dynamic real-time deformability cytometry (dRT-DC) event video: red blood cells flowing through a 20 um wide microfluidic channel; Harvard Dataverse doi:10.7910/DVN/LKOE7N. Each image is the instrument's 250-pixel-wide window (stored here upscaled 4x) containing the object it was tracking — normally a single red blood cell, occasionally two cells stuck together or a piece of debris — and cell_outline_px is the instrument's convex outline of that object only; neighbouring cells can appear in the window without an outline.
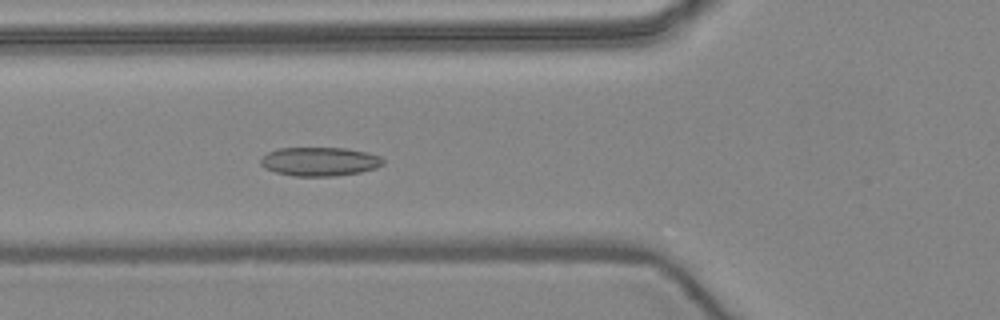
{"species": "common noctule bat (a hibernating species)", "species_latin": "Nyctalus noctula", "temperature_condition": "warm", "stored_images_in_passage": 39, "camera_frame_rate_fps": 3000, "um_per_image_px": 0.085, "animal": {"sex": "female", "body_mass_g": 24.6, "forearm_length_mm": 56.2}, "frame": {"image": 1, "passage_image": 6, "time_ms": 1.667, "image_size_px": [1000, 320], "cell_outline_px": [[384, 164], [376, 168], [360, 172], [336, 176], [292, 176], [276, 172], [264, 168], [260, 164], [260, 160], [268, 152], [280, 148], [348, 148], [368, 152], [380, 156], [384, 160]], "centroid_in_image_um": [27.19, 13.73], "position_along_channel_um": 98.6, "area_um2": 20.69}}
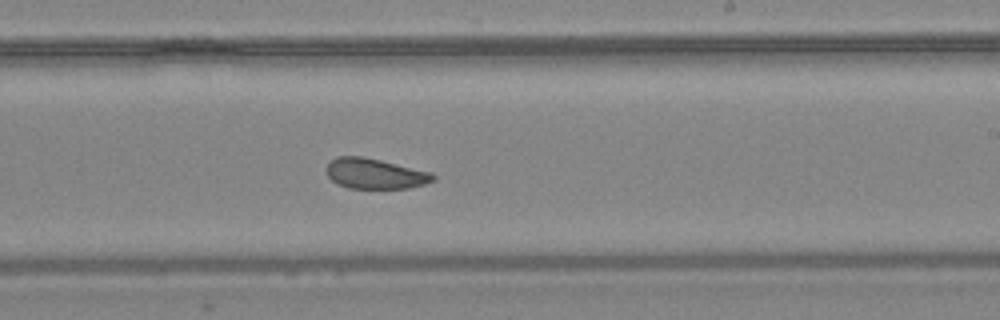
{"frame": {"image": 2, "passage_image": 18, "time_ms": 5.667, "image_size_px": [1000, 320], "cell_outline_px": [[436, 180], [424, 184], [408, 188], [348, 188], [336, 184], [328, 176], [324, 168], [328, 160], [336, 156], [364, 156], [432, 172], [436, 176]], "centroid_in_image_um": [31.83, 14.74], "position_along_channel_um": 257.2, "area_um2": 19.25}}
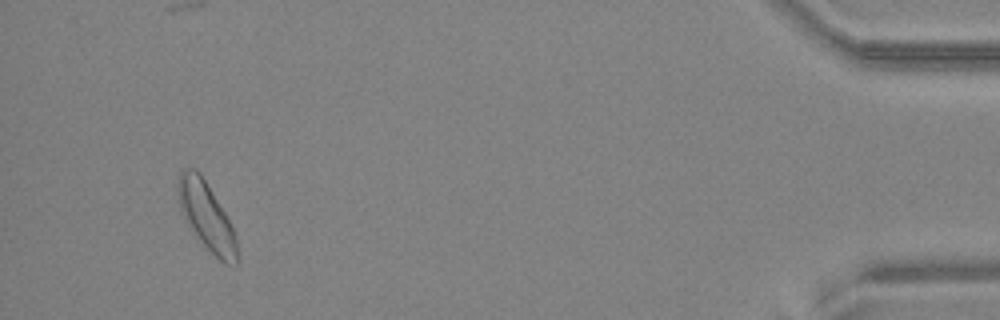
{"frame": {"image": 3, "passage_image": 36, "time_ms": 11.667, "image_size_px": [1000, 320], "cell_outline_px": [[240, 260], [236, 264], [224, 264], [196, 236], [180, 212], [176, 192], [176, 180], [180, 172], [184, 168], [196, 168], [200, 172], [224, 212], [236, 236]], "centroid_in_image_um": [17.52, 18.35], "position_along_channel_um": 417.7, "area_um2": 23.41}, "authors_computed_cell_mechanics": {"area_um2": 19.941, "velocity_mm_per_s": 3.9579, "shape_relaxation_time_tau1_ms": null, "shape_relaxation_time_tau2_ms": 5.8881, "deformation_change_tau1": null, "deformation_change_tau2": 0.1145}}